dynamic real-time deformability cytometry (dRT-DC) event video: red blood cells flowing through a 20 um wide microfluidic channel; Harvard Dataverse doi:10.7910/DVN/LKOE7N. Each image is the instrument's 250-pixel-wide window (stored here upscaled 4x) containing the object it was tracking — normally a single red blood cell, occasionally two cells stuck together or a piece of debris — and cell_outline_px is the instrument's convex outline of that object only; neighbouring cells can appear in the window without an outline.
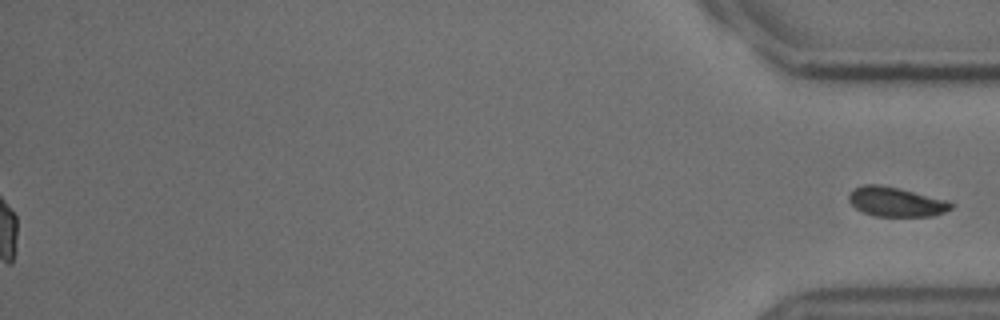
{"species": "common noctule bat (a hibernating species)", "species_latin": "Nyctalus noctula", "temperature_condition": "cold", "stored_images_in_passage": 56, "segment_of_instrument_passage": [2, 2], "camera_frame_rate_fps": 3000, "um_per_image_px": 0.085, "animal": {"sex": "male", "body_mass_g": 18.8}, "frame": {"image": 1, "passage_image": 56, "time_ms": 18.333, "image_size_px": [1000, 320], "cell_outline_px": [[952, 208], [944, 212], [932, 216], [876, 216], [864, 212], [856, 208], [848, 200], [848, 196], [856, 188], [864, 184], [880, 184], [900, 188], [948, 200], [952, 204]], "centroid_in_image_um": [76.17, 17.15], "position_along_channel_um": 359.0, "area_um2": 17.46}}